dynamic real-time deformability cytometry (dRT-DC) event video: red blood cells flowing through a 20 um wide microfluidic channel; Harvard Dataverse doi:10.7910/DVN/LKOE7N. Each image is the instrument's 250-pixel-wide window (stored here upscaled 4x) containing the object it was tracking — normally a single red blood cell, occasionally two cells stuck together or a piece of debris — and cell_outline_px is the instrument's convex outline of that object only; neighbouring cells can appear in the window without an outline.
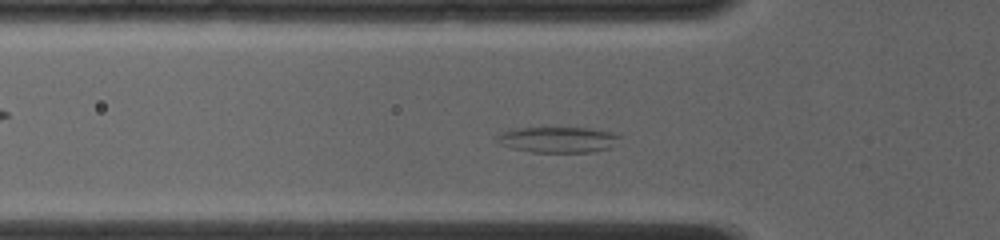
{"species": "common noctule bat (a hibernating species)", "species_latin": "Nyctalus noctula", "temperature_condition": "room temperature", "stored_images_in_passage": 46, "camera_frame_rate_fps": 4000, "um_per_image_px": 0.085, "animal": {"sex": "female", "body_mass_g": 19.0, "forearm_length_mm": 56.7}, "frame": {"image": 1, "passage_image": 10, "time_ms": 2.25, "image_size_px": [1000, 240], "cell_outline_px": [[620, 136], [612, 148], [592, 152], [532, 152], [512, 148], [500, 144], [496, 140], [496, 136], [500, 132], [512, 128], [588, 128], [612, 132]], "centroid_in_image_um": [47.39, 11.87], "position_along_channel_um": 78.4, "area_um2": 18.5}}
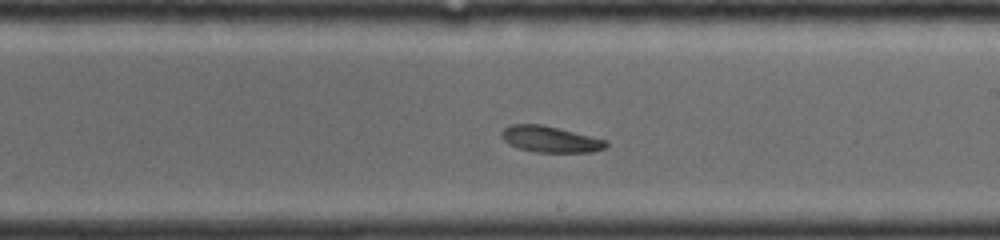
{"frame": {"image": 2, "passage_image": 26, "time_ms": 6.25, "image_size_px": [1000, 240], "cell_outline_px": [[608, 144], [604, 148], [592, 152], [536, 152], [516, 148], [508, 144], [500, 136], [500, 132], [504, 128], [512, 124], [540, 124], [608, 140]], "centroid_in_image_um": [46.73, 11.84], "position_along_channel_um": 242.3, "area_um2": 15.95}}
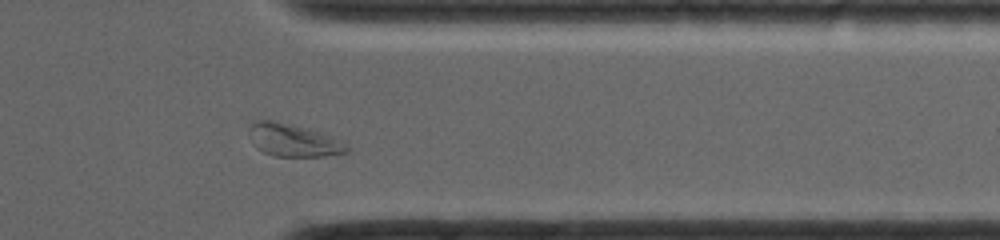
{"frame": {"image": 3, "passage_image": 40, "time_ms": 9.75, "image_size_px": [1000, 240], "cell_outline_px": [[348, 152], [324, 156], [272, 156], [256, 148], [252, 144], [248, 132], [248, 128], [256, 120], [272, 120], [316, 132], [340, 140], [348, 144]], "centroid_in_image_um": [24.86, 11.94], "position_along_channel_um": 386.5, "area_um2": 18.21}, "authors_computed_cell_mechanics": {"area_um2": 16.6753, "velocity_mm_per_s": 4.1052, "shape_relaxation_time_tau1_ms": 10.7995, "shape_relaxation_time_tau2_ms": 5.4439, "deformation_change_tau1": 0.147, "deformation_change_tau2": 0.144}}